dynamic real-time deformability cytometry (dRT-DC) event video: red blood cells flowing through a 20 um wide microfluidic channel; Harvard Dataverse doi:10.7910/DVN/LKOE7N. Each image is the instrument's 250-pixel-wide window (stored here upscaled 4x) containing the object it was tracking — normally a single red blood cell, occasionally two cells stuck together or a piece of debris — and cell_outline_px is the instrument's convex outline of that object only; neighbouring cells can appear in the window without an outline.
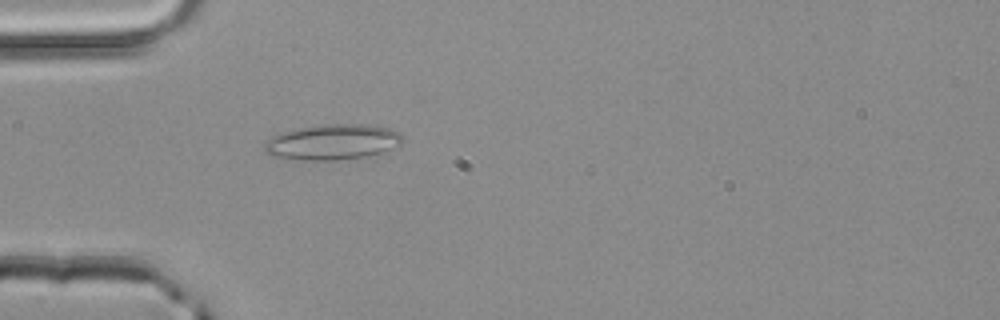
{"species": "common noctule bat (a hibernating species)", "species_latin": "Nyctalus noctula", "temperature_condition": "room temperature", "stored_images_in_passage": 2, "camera_frame_rate_fps": 3000, "um_per_image_px": 0.085, "animal": {"sex": "male", "body_mass_g": 20.4}, "frame": {"image": 1, "passage_image": 2, "time_ms": 0.333, "image_size_px": [1000, 320], "cell_outline_px": [[400, 144], [384, 156], [332, 160], [304, 160], [272, 156], [264, 148], [264, 140], [272, 136], [284, 132], [300, 128], [328, 124], [364, 124], [388, 128], [400, 132]], "centroid_in_image_um": [28.35, 12.1], "position_along_channel_um": 56.7, "area_um2": 28.9}}